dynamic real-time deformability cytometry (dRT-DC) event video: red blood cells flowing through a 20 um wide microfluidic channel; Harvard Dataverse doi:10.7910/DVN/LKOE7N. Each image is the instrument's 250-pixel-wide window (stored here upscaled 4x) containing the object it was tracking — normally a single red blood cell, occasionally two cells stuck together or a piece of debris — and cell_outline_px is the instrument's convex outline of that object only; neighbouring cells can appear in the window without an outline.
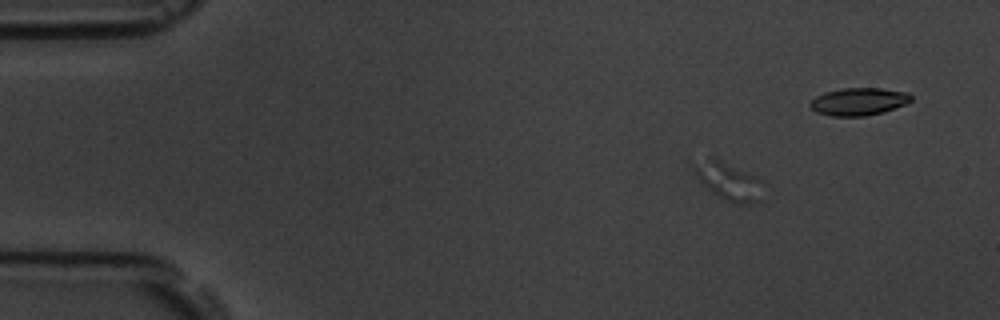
{"species": "common noctule bat (a hibernating species)", "species_latin": "Nyctalus noctula", "temperature_condition": "room temperature", "stored_images_in_passage": 56, "camera_frame_rate_fps": 3000, "um_per_image_px": 0.085, "animal": {"sex": "male", "body_mass_g": 19.5, "forearm_length_mm": 54.6}, "frame": {"image": 1, "passage_image": 1, "time_ms": 0.0, "image_size_px": [1000, 320], "cell_outline_px": [[764, 184], [760, 200], [752, 204], [736, 204], [724, 200], [712, 192], [700, 180], [692, 168], [712, 156], [716, 156], [760, 180]], "centroid_in_image_um": [61.98, 15.43], "position_along_channel_um": 23.0, "area_um2": 14.91}}
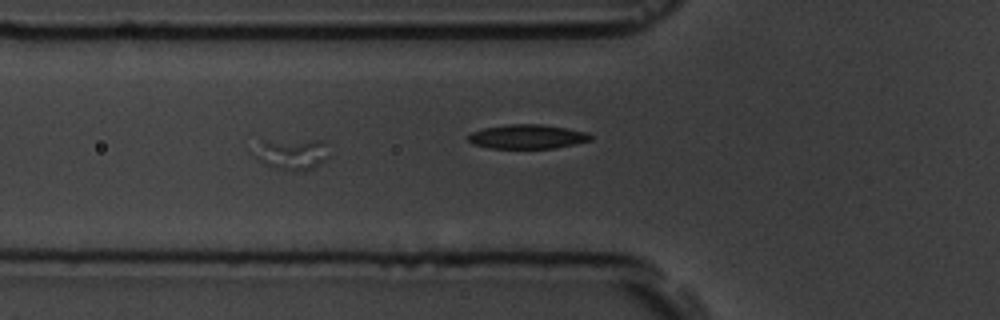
{"frame": {"image": 2, "passage_image": 17, "time_ms": 5.333, "image_size_px": [1000, 320], "cell_outline_px": [[332, 156], [320, 164], [304, 172], [296, 172], [276, 168], [264, 164], [256, 156], [256, 152], [264, 144], [312, 140], [320, 140], [324, 144]], "centroid_in_image_um": [24.99, 13.18], "position_along_channel_um": 100.8, "area_um2": 12.77}}
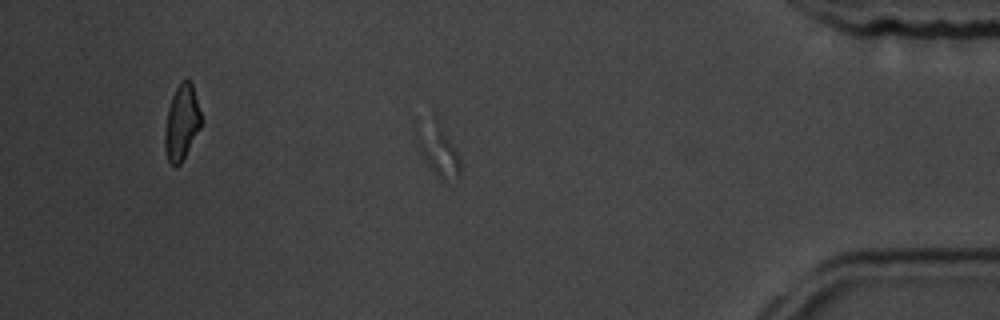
{"frame": {"image": 3, "passage_image": 51, "time_ms": 16.667, "image_size_px": [1000, 320], "cell_outline_px": [[460, 176], [444, 180], [440, 180], [428, 164], [420, 152], [416, 136], [416, 120], [432, 112], [436, 116], [460, 156]], "centroid_in_image_um": [37.18, 12.56], "position_along_channel_um": 398.0, "area_um2": 13.7}}